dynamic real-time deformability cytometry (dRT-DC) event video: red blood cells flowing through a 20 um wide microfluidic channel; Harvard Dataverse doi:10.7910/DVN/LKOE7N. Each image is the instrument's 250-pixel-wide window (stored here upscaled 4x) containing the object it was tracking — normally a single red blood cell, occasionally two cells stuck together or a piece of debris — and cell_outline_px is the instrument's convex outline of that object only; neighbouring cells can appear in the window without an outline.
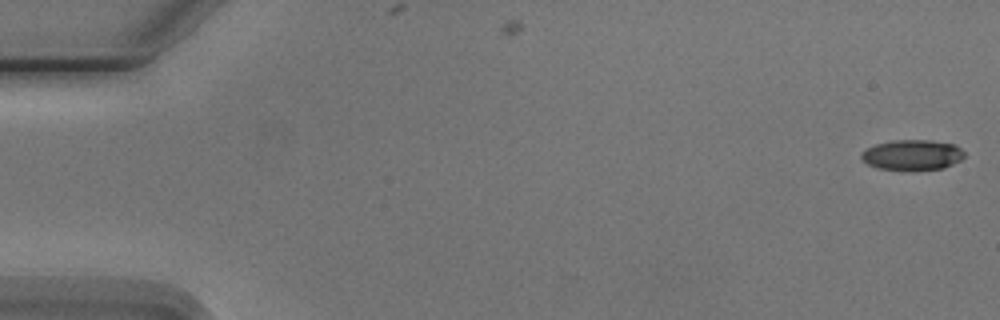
{"species": "Egyptian fruit bat (a non-hibernating species)", "species_latin": "Rousettus aegyptiacus", "temperature_condition": "cold", "stored_images_in_passage": 6, "segment_of_instrument_passage": [1, 2], "camera_frame_rate_fps": 3000, "um_per_image_px": 0.085, "animal": {"sex": "male"}, "frame": {"image": 1, "passage_image": 1, "time_ms": 0.0, "image_size_px": [1000, 320], "cell_outline_px": [[964, 156], [960, 160], [944, 168], [912, 172], [908, 172], [876, 168], [868, 164], [860, 156], [860, 152], [876, 144], [892, 140], [928, 140], [952, 144], [960, 148], [964, 152]], "centroid_in_image_um": [77.52, 13.2], "position_along_channel_um": 7.5, "area_um2": 18.61}}